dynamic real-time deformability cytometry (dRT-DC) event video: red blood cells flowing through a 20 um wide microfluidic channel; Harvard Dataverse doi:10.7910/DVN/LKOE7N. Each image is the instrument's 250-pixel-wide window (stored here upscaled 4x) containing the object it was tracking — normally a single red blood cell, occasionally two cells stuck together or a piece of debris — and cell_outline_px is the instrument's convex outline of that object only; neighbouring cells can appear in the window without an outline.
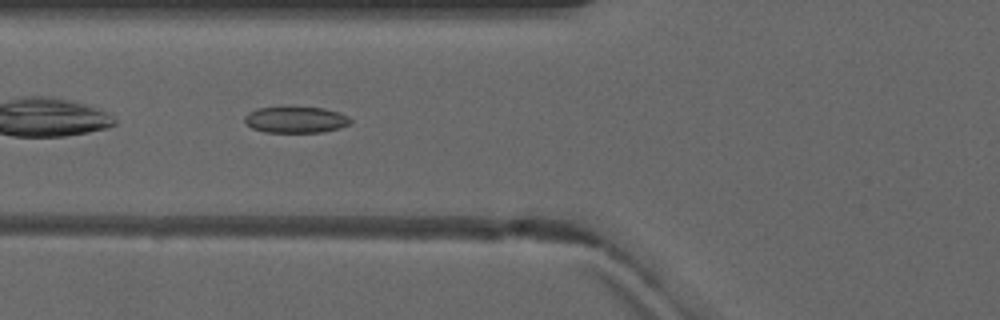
{"species": "common noctule bat (a hibernating species)", "species_latin": "Nyctalus noctula", "temperature_condition": "warm", "stored_images_in_passage": 6, "camera_frame_rate_fps": 3000, "um_per_image_px": 0.085, "animal": {"sex": "male", "forearm_length_mm": 52.5}, "frame": {"image": 1, "passage_image": 4, "time_ms": 3.333, "image_size_px": [1000, 320], "cell_outline_px": [[352, 120], [348, 124], [340, 128], [324, 132], [264, 132], [252, 128], [244, 124], [244, 116], [248, 112], [256, 108], [288, 104], [324, 108], [340, 112], [348, 116]], "centroid_in_image_um": [25.09, 10.12], "position_along_channel_um": 100.7, "area_um2": 17.17}}
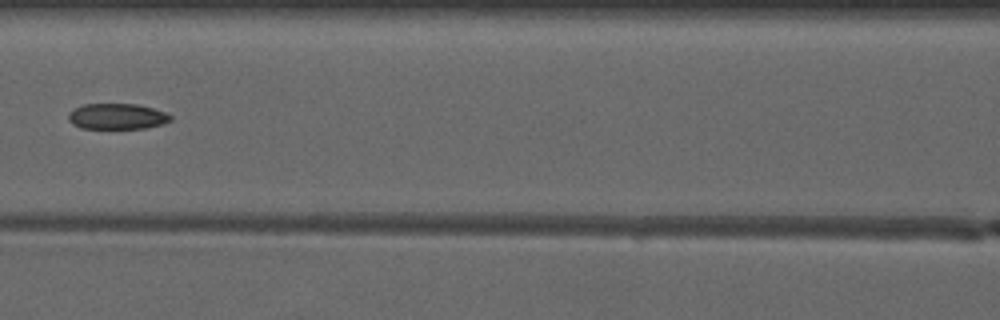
{"frame": {"image": 2, "passage_image": 5, "time_ms": 4.667, "image_size_px": [1000, 320], "cell_outline_px": [[172, 120], [164, 124], [148, 128], [80, 128], [72, 124], [68, 120], [68, 112], [72, 108], [84, 104], [136, 104], [152, 108], [164, 112], [172, 116]], "centroid_in_image_um": [9.93, 9.89], "position_along_channel_um": 156.7, "area_um2": 15.49}}
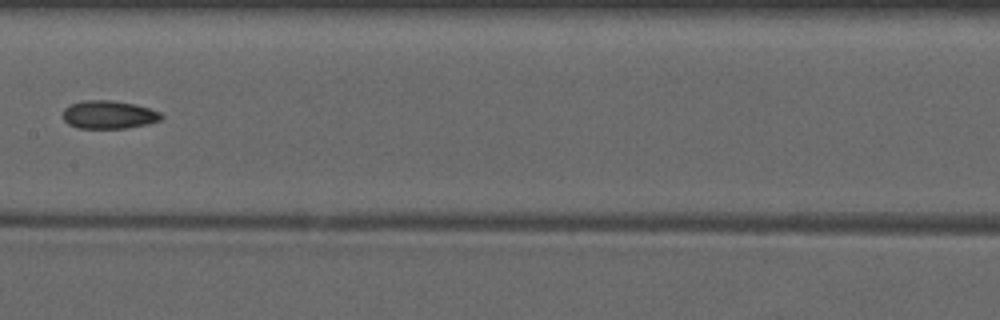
{"frame": {"image": 3, "passage_image": 6, "time_ms": 5.667, "image_size_px": [1000, 320], "cell_outline_px": [[164, 116], [160, 120], [148, 124], [124, 128], [76, 128], [68, 124], [64, 120], [64, 108], [68, 104], [84, 100], [112, 100], [136, 104], [160, 112]], "centroid_in_image_um": [9.23, 9.74], "position_along_channel_um": 198.2, "area_um2": 16.24}}